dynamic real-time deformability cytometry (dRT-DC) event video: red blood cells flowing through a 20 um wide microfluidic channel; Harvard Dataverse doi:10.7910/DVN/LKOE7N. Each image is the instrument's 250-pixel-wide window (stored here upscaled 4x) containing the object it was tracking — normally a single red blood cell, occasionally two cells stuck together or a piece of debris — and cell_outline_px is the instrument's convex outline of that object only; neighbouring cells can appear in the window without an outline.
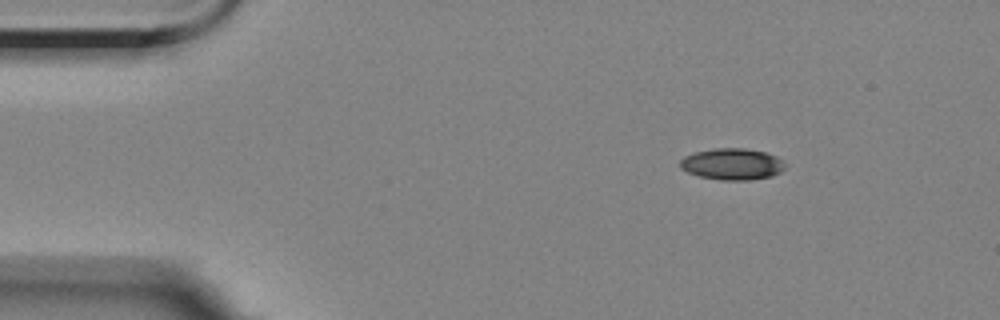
{"species": "Egyptian fruit bat (a non-hibernating species)", "species_latin": "Rousettus aegyptiacus", "temperature_condition": "room temperature", "stored_images_in_passage": 49, "camera_frame_rate_fps": 3000, "um_per_image_px": 0.085, "animal": {"sex": "female"}, "frame": {"image": 1, "passage_image": 1, "time_ms": 0.0, "image_size_px": [1000, 320], "cell_outline_px": [[784, 168], [780, 172], [772, 176], [748, 180], [720, 180], [700, 176], [688, 172], [680, 168], [680, 160], [684, 156], [696, 152], [712, 148], [744, 148], [768, 152], [776, 156], [784, 164]], "centroid_in_image_um": [62.22, 13.94], "position_along_channel_um": 22.8, "area_um2": 19.25}}
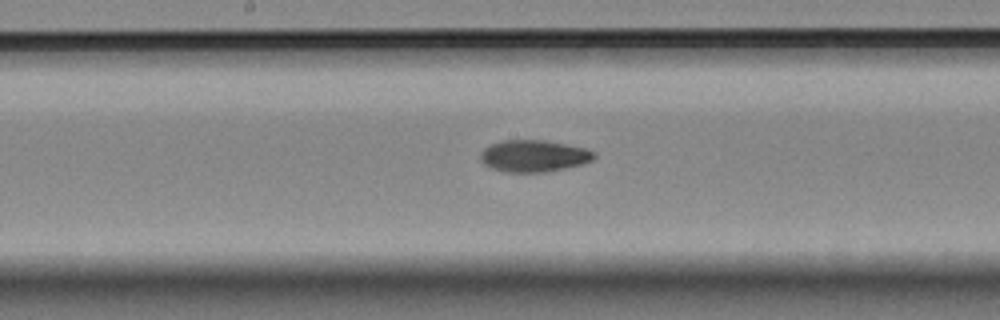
{"frame": {"image": 2, "passage_image": 22, "time_ms": 7.0, "image_size_px": [1000, 320], "cell_outline_px": [[596, 156], [592, 160], [584, 164], [544, 172], [508, 172], [492, 168], [484, 164], [480, 160], [480, 156], [484, 148], [492, 144], [504, 140], [544, 140], [584, 148], [596, 152]], "centroid_in_image_um": [45.38, 13.26], "position_along_channel_um": 202.8, "area_um2": 20.92}}
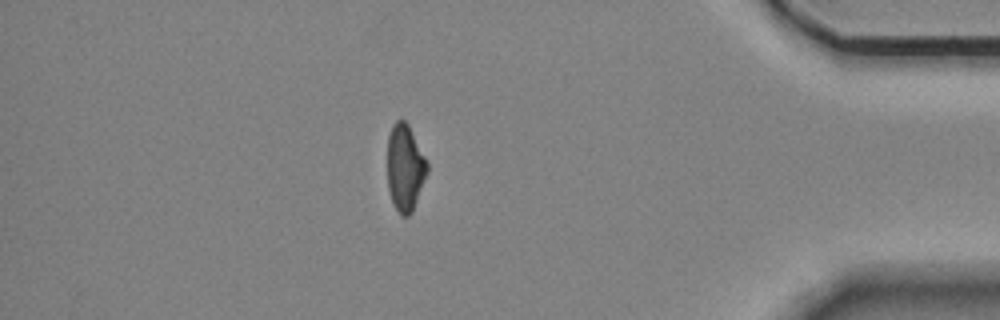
{"frame": {"image": 3, "passage_image": 42, "time_ms": 13.667, "image_size_px": [1000, 320], "cell_outline_px": [[428, 172], [412, 212], [408, 216], [400, 216], [392, 200], [388, 188], [388, 136], [392, 124], [396, 120], [404, 120], [408, 124], [428, 160]], "centroid_in_image_um": [34.44, 14.24], "position_along_channel_um": 400.8, "area_um2": 20.23}, "authors_computed_cell_mechanics": {"area_um2": 20.808, "velocity_mm_per_s": 3.5611, "shape_relaxation_time_tau1_ms": 4.9027, "shape_relaxation_time_tau2_ms": 6.9204, "deformation_change_tau1": 0.161, "deformation_change_tau2": 0.1101}}